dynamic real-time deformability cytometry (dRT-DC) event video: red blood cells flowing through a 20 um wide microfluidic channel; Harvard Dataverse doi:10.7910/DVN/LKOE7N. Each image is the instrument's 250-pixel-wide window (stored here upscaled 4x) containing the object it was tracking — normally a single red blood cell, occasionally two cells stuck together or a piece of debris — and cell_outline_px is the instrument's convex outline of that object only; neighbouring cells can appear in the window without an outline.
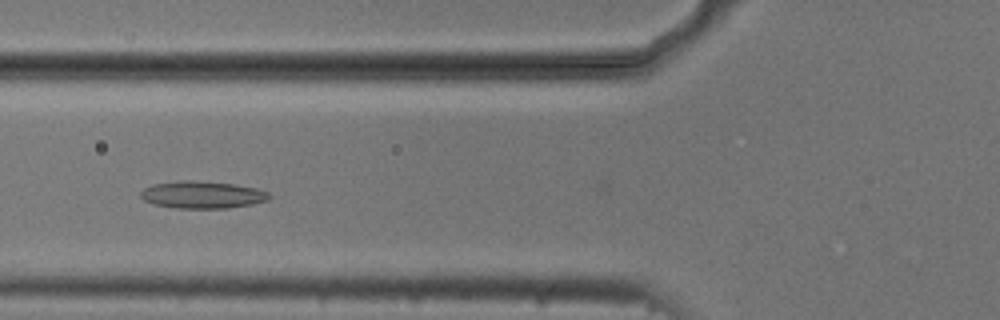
{"species": "common noctule bat (a hibernating species)", "species_latin": "Nyctalus noctula", "temperature_condition": "cold", "stored_images_in_passage": 45, "camera_frame_rate_fps": 3000, "um_per_image_px": 0.085, "animal": {"sex": "male", "body_mass_g": 20.5, "forearm_length_mm": 52.5}, "frame": {"image": 1, "passage_image": 18, "time_ms": 5.667, "image_size_px": [1000, 320], "cell_outline_px": [[272, 196], [268, 200], [252, 204], [228, 208], [176, 208], [156, 204], [144, 200], [140, 196], [140, 192], [144, 188], [152, 184], [180, 180], [192, 180], [236, 184], [256, 188], [268, 192]], "centroid_in_image_um": [17.21, 16.54], "position_along_channel_um": 108.6, "area_um2": 20.46}}
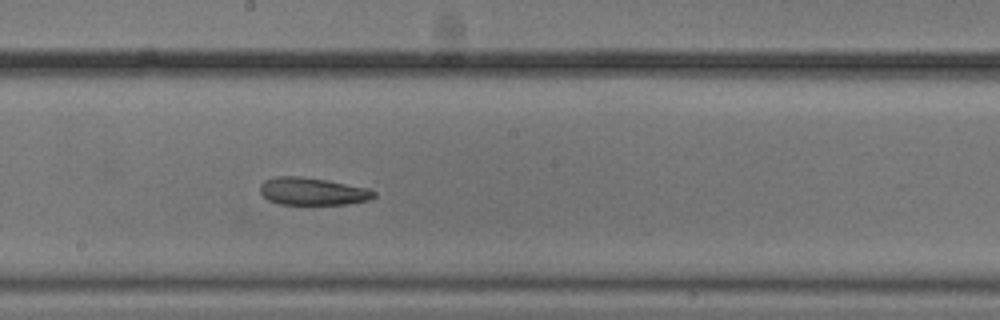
{"frame": {"image": 2, "passage_image": 27, "time_ms": 8.667, "image_size_px": [1000, 320], "cell_outline_px": [[376, 196], [368, 200], [348, 204], [280, 204], [268, 200], [260, 192], [260, 184], [264, 180], [276, 176], [300, 176], [328, 180], [368, 188], [376, 192]], "centroid_in_image_um": [26.56, 16.26], "position_along_channel_um": 221.6, "area_um2": 18.32}}
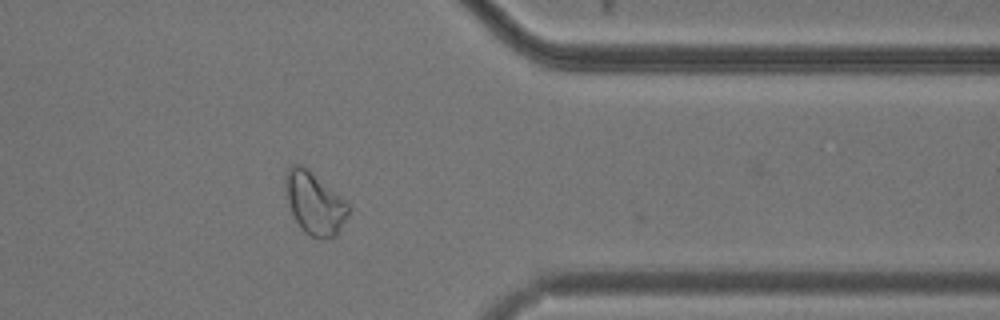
{"frame": {"image": 3, "passage_image": 41, "time_ms": 13.333, "image_size_px": [1000, 320], "cell_outline_px": [[348, 216], [336, 236], [324, 240], [320, 240], [304, 232], [296, 220], [288, 204], [284, 188], [284, 180], [288, 168], [292, 164], [304, 164], [344, 200], [348, 204]], "centroid_in_image_um": [26.71, 17.27], "position_along_channel_um": 384.7, "area_um2": 22.95}, "authors_computed_cell_mechanics": {"area_um2": 20.4612, "velocity_mm_per_s": 3.7541, "shape_relaxation_time_tau1_ms": null, "shape_relaxation_time_tau2_ms": 3.5184, "deformation_change_tau1": null, "deformation_change_tau2": 0.1082}}